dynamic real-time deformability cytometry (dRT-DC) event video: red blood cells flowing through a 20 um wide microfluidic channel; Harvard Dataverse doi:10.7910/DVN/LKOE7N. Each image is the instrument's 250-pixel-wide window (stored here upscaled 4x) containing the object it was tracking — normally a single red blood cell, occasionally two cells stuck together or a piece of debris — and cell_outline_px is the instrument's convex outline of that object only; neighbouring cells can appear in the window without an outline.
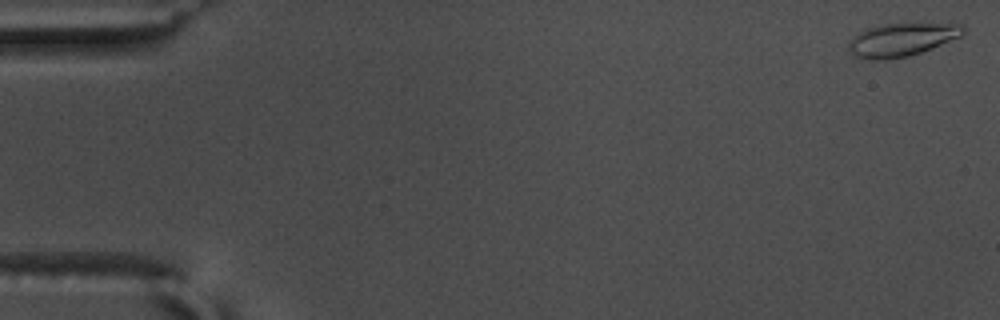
{"species": "common noctule bat (a hibernating species)", "species_latin": "Nyctalus noctula", "temperature_condition": "warm", "stored_images_in_passage": 18, "camera_frame_rate_fps": 3000, "um_per_image_px": 0.085, "animal": {"sex": "male", "body_mass_g": 17.5, "forearm_length_mm": 52.3}, "frame": {"image": 1, "passage_image": 1, "time_ms": 0.0, "image_size_px": [1000, 320], "cell_outline_px": [[964, 32], [960, 36], [932, 48], [908, 56], [880, 60], [872, 60], [856, 56], [848, 48], [848, 44], [852, 36], [868, 28], [880, 24], [964, 24]], "centroid_in_image_um": [76.61, 3.37], "position_along_channel_um": 8.4, "area_um2": 21.73}}
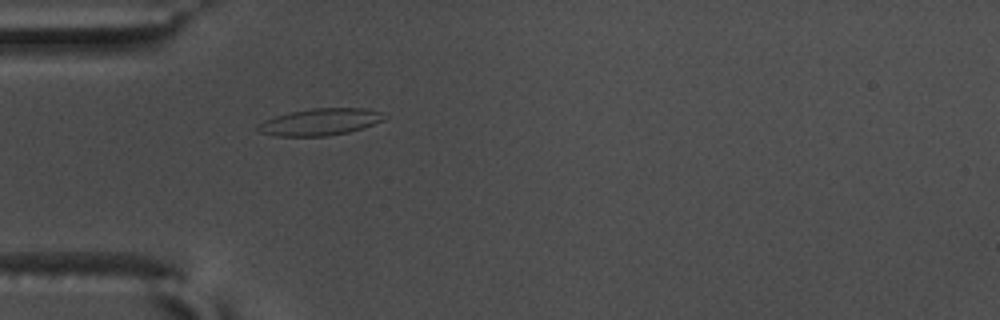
{"frame": {"image": 2, "passage_image": 17, "time_ms": 5.333, "image_size_px": [1000, 320], "cell_outline_px": [[388, 116], [384, 120], [364, 128], [348, 132], [324, 136], [276, 136], [256, 132], [256, 124], [264, 120], [276, 116], [292, 112], [312, 108], [368, 108], [380, 112]], "centroid_in_image_um": [27.2, 10.37], "position_along_channel_um": 57.8, "area_um2": 19.94}}